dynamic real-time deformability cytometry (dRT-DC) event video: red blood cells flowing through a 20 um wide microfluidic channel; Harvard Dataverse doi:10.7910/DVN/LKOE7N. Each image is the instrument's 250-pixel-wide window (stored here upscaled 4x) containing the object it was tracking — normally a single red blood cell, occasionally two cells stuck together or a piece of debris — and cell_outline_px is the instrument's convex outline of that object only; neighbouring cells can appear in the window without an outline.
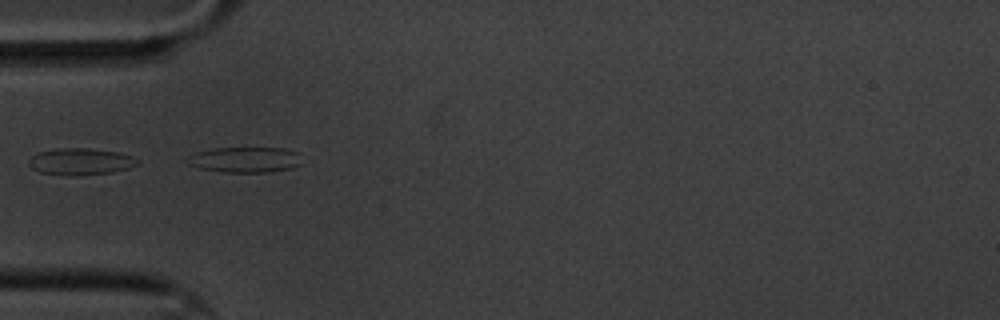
{"species": "common noctule bat (a hibernating species)", "species_latin": "Nyctalus noctula", "temperature_condition": "cold", "stored_images_in_passage": 6, "camera_frame_rate_fps": 3000, "um_per_image_px": 0.085, "animal": {"sex": "male", "body_mass_g": 20.1, "forearm_length_mm": 53.5}, "frame": {"image": 1, "passage_image": 5, "time_ms": 4.667, "image_size_px": [1000, 320], "cell_outline_px": [[300, 164], [288, 168], [268, 172], [224, 172], [200, 168], [188, 164], [188, 156], [196, 152], [212, 148], [284, 148], [300, 152]], "centroid_in_image_um": [20.83, 13.56], "position_along_channel_um": 64.2, "area_um2": 16.94}}
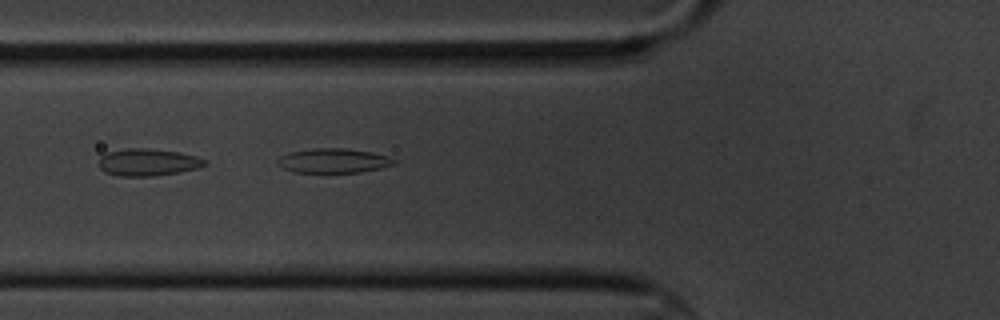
{"frame": {"image": 2, "passage_image": 6, "time_ms": 5.667, "image_size_px": [1000, 320], "cell_outline_px": [[396, 164], [380, 168], [360, 172], [292, 172], [276, 164], [276, 160], [280, 156], [292, 152], [312, 148], [348, 148], [372, 152], [388, 156], [396, 160]], "centroid_in_image_um": [28.35, 13.65], "position_along_channel_um": 97.5, "area_um2": 16.65}}